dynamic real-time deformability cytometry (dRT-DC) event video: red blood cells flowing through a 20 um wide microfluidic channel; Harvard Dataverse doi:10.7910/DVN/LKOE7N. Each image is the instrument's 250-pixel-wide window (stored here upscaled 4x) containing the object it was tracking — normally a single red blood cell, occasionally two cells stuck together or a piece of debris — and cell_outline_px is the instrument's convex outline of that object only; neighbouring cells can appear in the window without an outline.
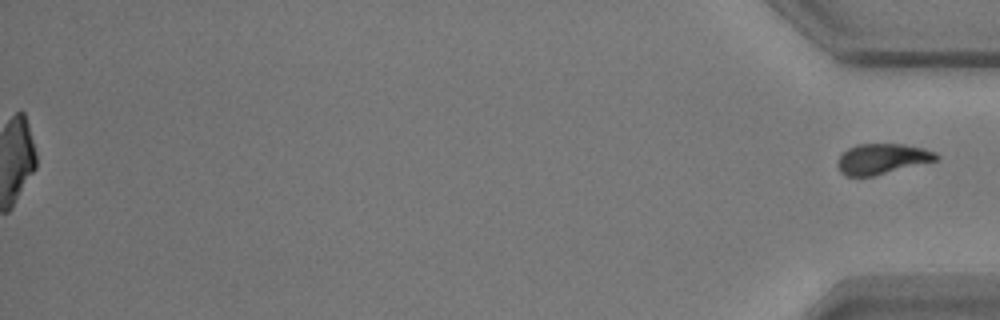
{"species": "common noctule bat (a hibernating species)", "species_latin": "Nyctalus noctula", "temperature_condition": "warm", "stored_images_in_passage": 55, "segment_of_instrument_passage": [2, 2], "camera_frame_rate_fps": 3000, "um_per_image_px": 0.085, "animal": {"sex": "male", "body_mass_g": 17.9}, "frame": {"image": 1, "passage_image": 55, "time_ms": 18.0, "image_size_px": [1000, 320], "cell_outline_px": [[940, 156], [936, 160], [872, 176], [844, 176], [840, 172], [836, 164], [836, 160], [848, 148], [856, 144], [904, 144], [924, 148], [936, 152]], "centroid_in_image_um": [74.94, 13.49], "position_along_channel_um": 360.3, "area_um2": 17.46}}